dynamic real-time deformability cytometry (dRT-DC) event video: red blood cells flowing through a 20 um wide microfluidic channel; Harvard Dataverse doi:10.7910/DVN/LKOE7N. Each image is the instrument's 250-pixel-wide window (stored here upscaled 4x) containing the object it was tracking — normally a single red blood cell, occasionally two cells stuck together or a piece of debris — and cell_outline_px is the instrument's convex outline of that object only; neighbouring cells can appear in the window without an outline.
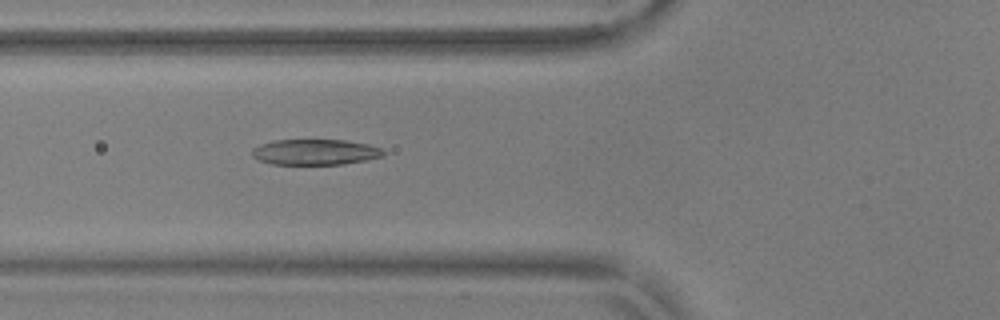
{"species": "common noctule bat (a hibernating species)", "species_latin": "Nyctalus noctula", "temperature_condition": "warm", "stored_images_in_passage": 41, "camera_frame_rate_fps": 3000, "um_per_image_px": 0.085, "animal": {"sex": "male", "body_mass_g": 17.9, "forearm_length_mm": 54.2}, "frame": {"image": 1, "passage_image": 21, "time_ms": 6.667, "image_size_px": [1000, 320], "cell_outline_px": [[384, 156], [344, 164], [272, 164], [260, 160], [252, 156], [252, 148], [260, 144], [272, 140], [344, 140], [368, 144], [380, 148], [384, 152]], "centroid_in_image_um": [26.76, 12.92], "position_along_channel_um": 99.0, "area_um2": 19.54}}
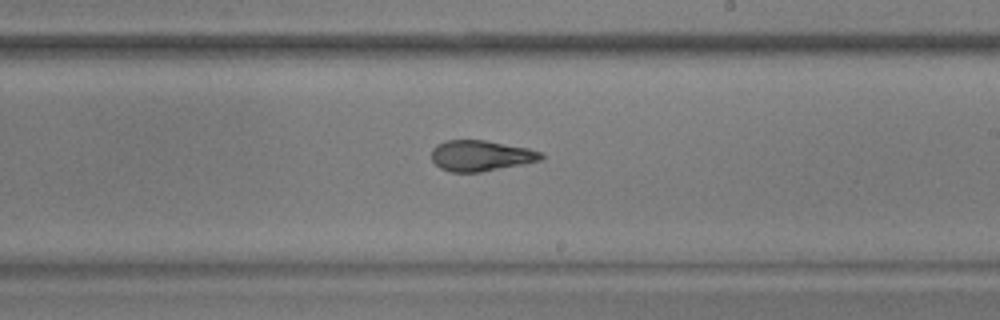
{"frame": {"image": 2, "passage_image": 33, "time_ms": 10.667, "image_size_px": [1000, 320], "cell_outline_px": [[544, 156], [540, 160], [524, 164], [480, 172], [452, 172], [440, 168], [432, 160], [432, 148], [436, 144], [444, 140], [484, 140], [528, 148], [544, 152]], "centroid_in_image_um": [40.87, 13.23], "position_along_channel_um": 248.1, "area_um2": 19.71}}
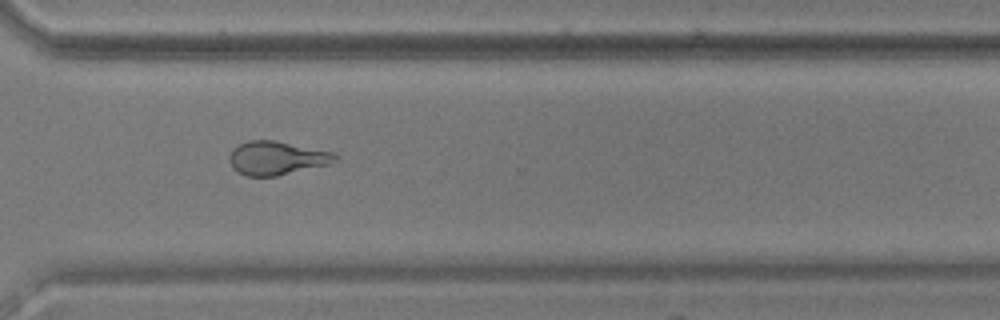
{"frame": {"image": 3, "passage_image": 41, "time_ms": 13.333, "image_size_px": [1000, 320], "cell_outline_px": [[336, 156], [328, 164], [276, 176], [248, 176], [232, 168], [228, 160], [228, 156], [232, 148], [248, 140], [276, 140], [332, 152]], "centroid_in_image_um": [23.43, 13.42], "position_along_channel_um": 347.2, "area_um2": 20.46}}